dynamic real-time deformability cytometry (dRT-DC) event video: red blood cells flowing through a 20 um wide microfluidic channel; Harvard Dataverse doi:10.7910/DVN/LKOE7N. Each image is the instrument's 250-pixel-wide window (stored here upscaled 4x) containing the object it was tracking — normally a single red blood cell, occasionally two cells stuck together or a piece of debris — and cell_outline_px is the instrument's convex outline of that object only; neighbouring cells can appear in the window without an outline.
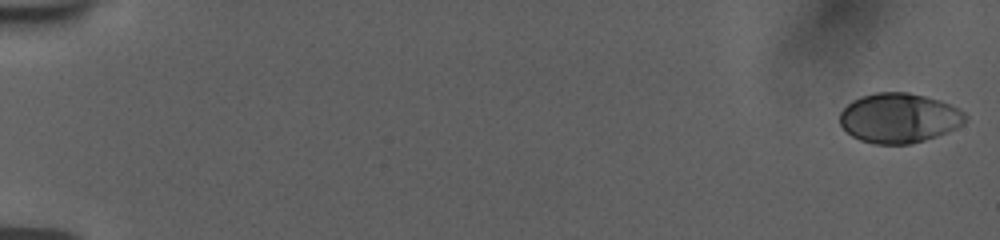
{"species": "human", "species_latin": "Homo sapiens", "temperature_condition": "room temperature", "stored_images_in_passage": 56, "camera_frame_rate_fps": 3000, "um_per_image_px": 0.085, "donor": {"sex": "female"}, "frame": {"image": 1, "passage_image": 1, "time_ms": 0.0, "image_size_px": [1000, 240], "cell_outline_px": [[968, 116], [956, 128], [936, 136], [912, 144], [872, 144], [860, 140], [852, 136], [840, 124], [840, 112], [852, 100], [860, 96], [876, 92], [908, 92], [940, 100], [960, 108]], "centroid_in_image_um": [76.41, 10.02], "position_along_channel_um": 8.6, "area_um2": 36.41}}
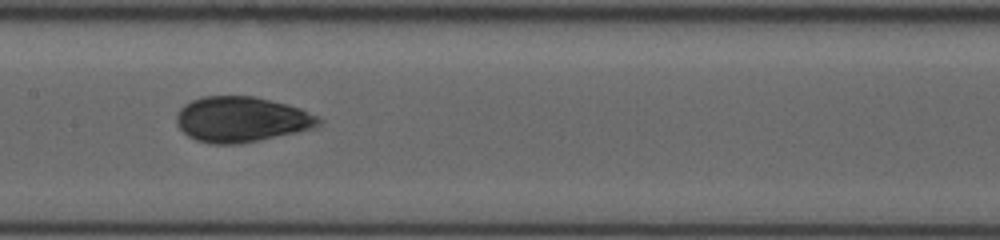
{"frame": {"image": 2, "passage_image": 30, "time_ms": 9.667, "image_size_px": [1000, 240], "cell_outline_px": [[320, 124], [312, 128], [296, 132], [236, 144], [212, 144], [196, 140], [188, 136], [176, 124], [176, 116], [180, 108], [184, 104], [192, 100], [204, 96], [256, 96], [300, 108], [320, 116]], "centroid_in_image_um": [20.49, 10.13], "position_along_channel_um": 186.9, "area_um2": 37.4}}
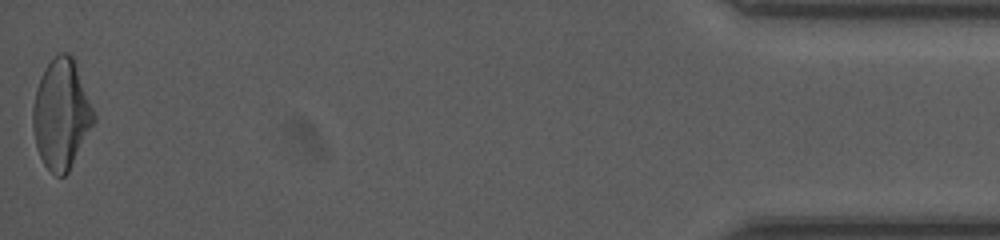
{"frame": {"image": 3, "passage_image": 56, "time_ms": 18.333, "image_size_px": [1000, 240], "cell_outline_px": [[96, 120], [68, 172], [64, 176], [56, 176], [44, 164], [36, 148], [32, 124], [32, 108], [36, 88], [40, 76], [44, 68], [60, 52], [68, 52], [72, 56], [96, 116]], "centroid_in_image_um": [5.19, 9.72], "position_along_channel_um": 430.0, "area_um2": 38.73}, "authors_computed_cell_mechanics": {"area_um2": 36.6741, "velocity_mm_per_s": 3.7527, "shape_relaxation_time_tau1_ms": 4.4594, "shape_relaxation_time_tau2_ms": 0.9193, "deformation_change_tau1": 0.1537, "deformation_change_tau2": 0.0505}}